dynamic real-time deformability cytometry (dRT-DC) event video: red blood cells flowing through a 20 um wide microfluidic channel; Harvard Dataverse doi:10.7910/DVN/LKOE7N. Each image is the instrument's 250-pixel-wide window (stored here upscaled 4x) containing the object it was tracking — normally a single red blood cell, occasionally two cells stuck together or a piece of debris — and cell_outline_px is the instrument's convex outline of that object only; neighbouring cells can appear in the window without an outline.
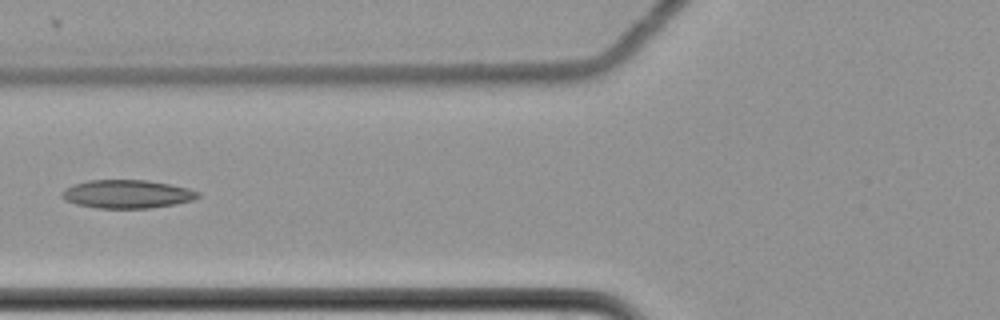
{"species": "common noctule bat (a hibernating species)", "species_latin": "Nyctalus noctula", "temperature_condition": "cold", "stored_images_in_passage": 2, "camera_frame_rate_fps": 3000, "um_per_image_px": 0.085, "animal": {"sex": "female", "body_mass_g": 22.7, "forearm_length_mm": 54.2}, "frame": {"image": 1, "passage_image": 2, "time_ms": 0.333, "image_size_px": [1000, 320], "cell_outline_px": [[200, 196], [192, 200], [176, 204], [148, 208], [96, 208], [76, 204], [64, 200], [60, 196], [60, 192], [64, 188], [72, 184], [88, 180], [148, 180], [172, 184], [188, 188], [200, 192]], "centroid_in_image_um": [10.77, 16.49], "position_along_channel_um": 115.0, "area_um2": 22.77}}